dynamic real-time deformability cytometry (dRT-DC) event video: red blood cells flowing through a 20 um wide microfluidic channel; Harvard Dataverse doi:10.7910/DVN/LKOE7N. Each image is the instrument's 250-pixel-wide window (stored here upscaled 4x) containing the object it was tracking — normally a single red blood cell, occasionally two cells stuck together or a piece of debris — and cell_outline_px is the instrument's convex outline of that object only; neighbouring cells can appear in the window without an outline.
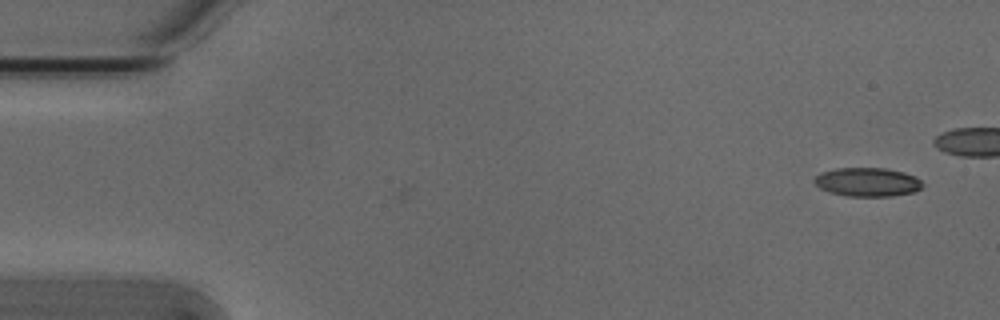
{"species": "Egyptian fruit bat (a non-hibernating species)", "species_latin": "Rousettus aegyptiacus", "temperature_condition": "cold", "stored_images_in_passage": 6, "camera_frame_rate_fps": 3000, "um_per_image_px": 0.085, "animal": {"sex": "male"}, "frame": {"image": 1, "passage_image": 6, "time_ms": 1.667, "image_size_px": [1000, 320], "cell_outline_px": [[924, 184], [916, 192], [892, 196], [844, 196], [828, 192], [820, 188], [812, 180], [820, 172], [836, 168], [884, 168], [904, 172], [916, 176]], "centroid_in_image_um": [73.73, 15.48], "position_along_channel_um": 11.3, "area_um2": 18.38}}